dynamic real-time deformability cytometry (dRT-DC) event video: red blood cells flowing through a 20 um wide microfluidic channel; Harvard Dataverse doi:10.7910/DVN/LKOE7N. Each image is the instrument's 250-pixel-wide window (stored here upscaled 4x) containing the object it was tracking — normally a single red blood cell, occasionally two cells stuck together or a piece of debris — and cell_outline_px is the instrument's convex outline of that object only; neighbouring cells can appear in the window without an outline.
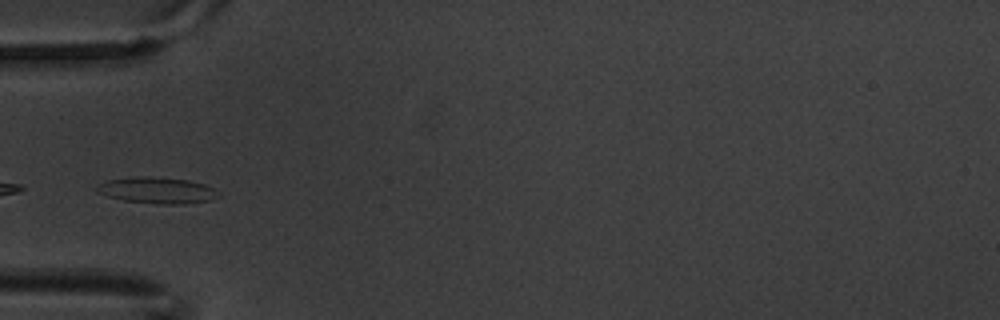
{"species": "common noctule bat (a hibernating species)", "species_latin": "Nyctalus noctula", "temperature_condition": "warm", "stored_images_in_passage": 4, "camera_frame_rate_fps": 3000, "um_per_image_px": 0.085, "animal": {"sex": "male", "body_mass_g": 20.1, "forearm_length_mm": 53.5}, "frame": {"image": 1, "passage_image": 4, "time_ms": 1.0, "image_size_px": [1000, 320], "cell_outline_px": [[220, 196], [208, 200], [184, 204], [156, 204], [124, 200], [108, 196], [96, 192], [96, 184], [108, 180], [144, 176], [148, 176], [188, 180], [204, 184], [220, 192]], "centroid_in_image_um": [13.35, 16.18], "position_along_channel_um": 71.7, "area_um2": 18.5}}